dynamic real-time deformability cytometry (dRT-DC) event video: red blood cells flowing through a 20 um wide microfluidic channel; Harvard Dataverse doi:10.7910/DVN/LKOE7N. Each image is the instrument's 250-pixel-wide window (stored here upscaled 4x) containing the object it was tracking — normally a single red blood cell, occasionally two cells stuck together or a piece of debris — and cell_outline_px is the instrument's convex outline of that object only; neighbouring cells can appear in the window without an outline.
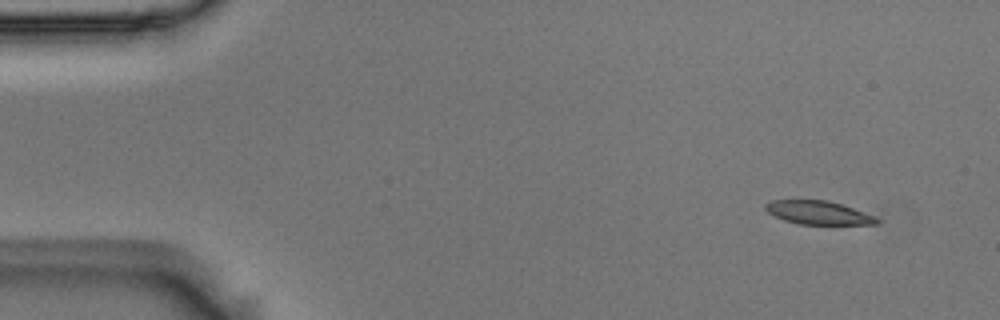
{"species": "Egyptian fruit bat (a non-hibernating species)", "species_latin": "Rousettus aegyptiacus", "temperature_condition": "room temperature", "stored_images_in_passage": 5, "camera_frame_rate_fps": 3000, "um_per_image_px": 0.085, "animal": {"sex": "male"}, "frame": {"image": 1, "passage_image": 2, "time_ms": 0.333, "image_size_px": [1000, 320], "cell_outline_px": [[880, 224], [800, 224], [784, 220], [768, 212], [764, 208], [764, 204], [772, 200], [828, 200], [852, 208], [872, 216], [880, 220]], "centroid_in_image_um": [69.52, 18.07], "position_along_channel_um": 15.5, "area_um2": 14.97}}